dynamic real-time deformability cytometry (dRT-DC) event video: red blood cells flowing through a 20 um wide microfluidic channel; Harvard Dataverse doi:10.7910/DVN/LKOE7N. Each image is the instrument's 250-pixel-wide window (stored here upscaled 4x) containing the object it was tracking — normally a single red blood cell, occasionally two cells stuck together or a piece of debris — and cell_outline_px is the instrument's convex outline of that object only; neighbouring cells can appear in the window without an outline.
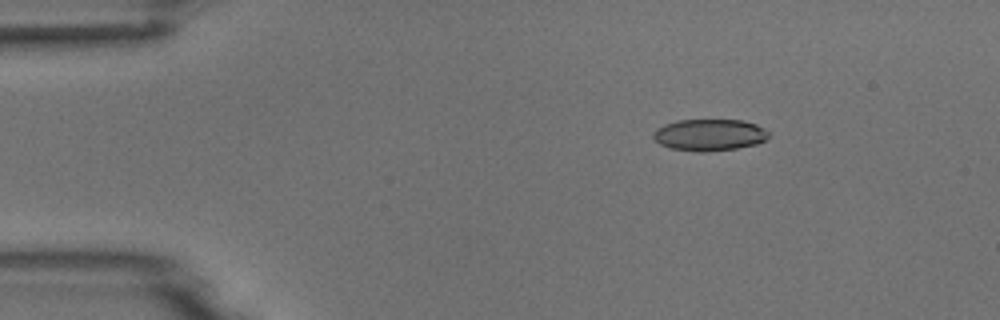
{"species": "common noctule bat (a hibernating species)", "species_latin": "Nyctalus noctula", "temperature_condition": "room temperature", "stored_images_in_passage": 5, "camera_frame_rate_fps": 3000, "um_per_image_px": 0.085, "animal": {"sex": "male", "body_mass_g": 18.8}, "frame": {"image": 1, "passage_image": 3, "time_ms": 2.333, "image_size_px": [1000, 320], "cell_outline_px": [[768, 136], [764, 140], [756, 144], [736, 148], [704, 152], [696, 152], [672, 148], [660, 144], [652, 136], [652, 132], [656, 128], [664, 124], [676, 120], [744, 120], [756, 124], [764, 128], [768, 132]], "centroid_in_image_um": [60.27, 11.46], "position_along_channel_um": 24.7, "area_um2": 21.33}}